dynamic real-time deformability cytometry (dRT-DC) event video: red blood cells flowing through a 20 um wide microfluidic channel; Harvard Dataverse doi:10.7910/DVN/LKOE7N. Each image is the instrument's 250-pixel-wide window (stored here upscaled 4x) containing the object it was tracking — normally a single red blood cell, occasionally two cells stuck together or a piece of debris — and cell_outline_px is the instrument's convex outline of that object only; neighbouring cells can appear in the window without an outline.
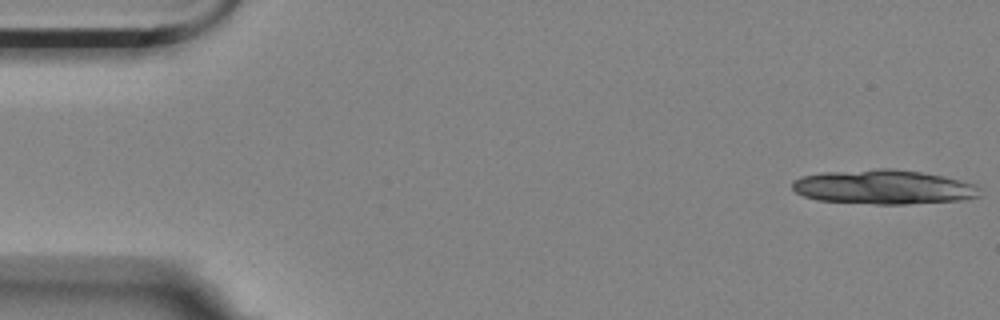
{"species": "Egyptian fruit bat (a non-hibernating species)", "species_latin": "Rousettus aegyptiacus", "temperature_condition": "room temperature", "stored_images_in_passage": 5, "camera_frame_rate_fps": 3000, "um_per_image_px": 0.085, "animal": {"sex": "female"}, "frame": {"image": 1, "passage_image": 1, "time_ms": 0.0, "image_size_px": [1000, 320], "cell_outline_px": [[980, 196], [960, 200], [904, 204], [876, 204], [816, 200], [804, 196], [796, 192], [792, 188], [792, 180], [800, 176], [824, 172], [880, 168], [892, 168], [920, 172], [944, 176], [960, 180], [972, 184], [976, 188]], "centroid_in_image_um": [75.02, 15.89], "position_along_channel_um": 10.0, "area_um2": 37.4}}
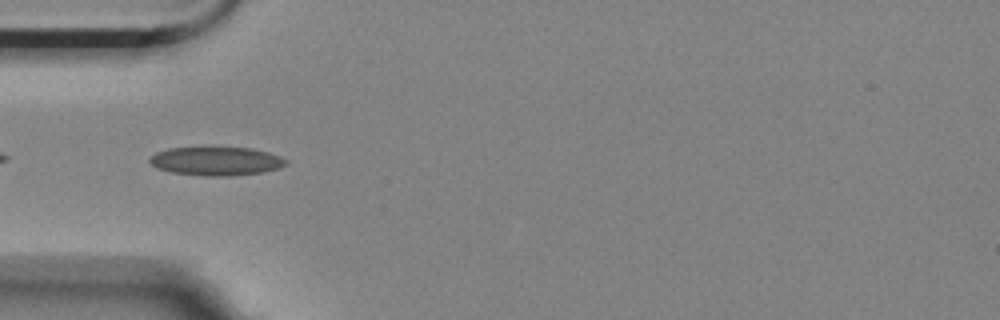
{"frame": {"image": 2, "passage_image": 5, "time_ms": 1.333, "image_size_px": [1000, 320], "cell_outline_px": [[288, 164], [280, 168], [264, 172], [232, 176], [204, 176], [172, 172], [156, 168], [148, 160], [156, 152], [168, 148], [252, 148], [268, 152], [280, 156], [288, 160]], "centroid_in_image_um": [18.42, 13.71], "position_along_channel_um": 66.6, "area_um2": 22.77}}